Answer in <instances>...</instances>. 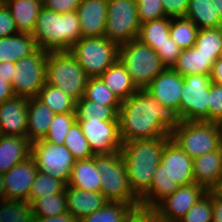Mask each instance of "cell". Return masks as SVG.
Here are the masks:
<instances>
[{
  "label": "cell",
  "mask_w": 222,
  "mask_h": 222,
  "mask_svg": "<svg viewBox=\"0 0 222 222\" xmlns=\"http://www.w3.org/2000/svg\"><path fill=\"white\" fill-rule=\"evenodd\" d=\"M95 167L101 173L100 192L108 201L132 204L140 208V199L130 188L120 152L95 156Z\"/></svg>",
  "instance_id": "cell-7"
},
{
  "label": "cell",
  "mask_w": 222,
  "mask_h": 222,
  "mask_svg": "<svg viewBox=\"0 0 222 222\" xmlns=\"http://www.w3.org/2000/svg\"><path fill=\"white\" fill-rule=\"evenodd\" d=\"M31 157L38 170L66 184L76 160L66 146L40 140L31 143Z\"/></svg>",
  "instance_id": "cell-12"
},
{
  "label": "cell",
  "mask_w": 222,
  "mask_h": 222,
  "mask_svg": "<svg viewBox=\"0 0 222 222\" xmlns=\"http://www.w3.org/2000/svg\"><path fill=\"white\" fill-rule=\"evenodd\" d=\"M184 76L172 68H165L145 89L162 106H170L178 111Z\"/></svg>",
  "instance_id": "cell-17"
},
{
  "label": "cell",
  "mask_w": 222,
  "mask_h": 222,
  "mask_svg": "<svg viewBox=\"0 0 222 222\" xmlns=\"http://www.w3.org/2000/svg\"><path fill=\"white\" fill-rule=\"evenodd\" d=\"M211 190L196 202L179 222H212Z\"/></svg>",
  "instance_id": "cell-43"
},
{
  "label": "cell",
  "mask_w": 222,
  "mask_h": 222,
  "mask_svg": "<svg viewBox=\"0 0 222 222\" xmlns=\"http://www.w3.org/2000/svg\"><path fill=\"white\" fill-rule=\"evenodd\" d=\"M170 138L138 139L122 143L120 154L129 185L138 198L150 188L154 173L160 165L164 146Z\"/></svg>",
  "instance_id": "cell-2"
},
{
  "label": "cell",
  "mask_w": 222,
  "mask_h": 222,
  "mask_svg": "<svg viewBox=\"0 0 222 222\" xmlns=\"http://www.w3.org/2000/svg\"><path fill=\"white\" fill-rule=\"evenodd\" d=\"M135 209L132 204L108 201L102 208L78 222H125Z\"/></svg>",
  "instance_id": "cell-33"
},
{
  "label": "cell",
  "mask_w": 222,
  "mask_h": 222,
  "mask_svg": "<svg viewBox=\"0 0 222 222\" xmlns=\"http://www.w3.org/2000/svg\"><path fill=\"white\" fill-rule=\"evenodd\" d=\"M218 58L214 54L200 52L195 46L181 51L173 70L185 75H210L212 66Z\"/></svg>",
  "instance_id": "cell-24"
},
{
  "label": "cell",
  "mask_w": 222,
  "mask_h": 222,
  "mask_svg": "<svg viewBox=\"0 0 222 222\" xmlns=\"http://www.w3.org/2000/svg\"><path fill=\"white\" fill-rule=\"evenodd\" d=\"M207 192L203 186L196 183L183 185L160 201L152 210L160 220L179 222L188 210L204 197Z\"/></svg>",
  "instance_id": "cell-14"
},
{
  "label": "cell",
  "mask_w": 222,
  "mask_h": 222,
  "mask_svg": "<svg viewBox=\"0 0 222 222\" xmlns=\"http://www.w3.org/2000/svg\"><path fill=\"white\" fill-rule=\"evenodd\" d=\"M125 222H144V209H135Z\"/></svg>",
  "instance_id": "cell-55"
},
{
  "label": "cell",
  "mask_w": 222,
  "mask_h": 222,
  "mask_svg": "<svg viewBox=\"0 0 222 222\" xmlns=\"http://www.w3.org/2000/svg\"><path fill=\"white\" fill-rule=\"evenodd\" d=\"M74 113L76 120L119 121L118 111L114 107L97 104L83 96L76 101Z\"/></svg>",
  "instance_id": "cell-34"
},
{
  "label": "cell",
  "mask_w": 222,
  "mask_h": 222,
  "mask_svg": "<svg viewBox=\"0 0 222 222\" xmlns=\"http://www.w3.org/2000/svg\"><path fill=\"white\" fill-rule=\"evenodd\" d=\"M165 16L169 18L185 17L190 0H161Z\"/></svg>",
  "instance_id": "cell-48"
},
{
  "label": "cell",
  "mask_w": 222,
  "mask_h": 222,
  "mask_svg": "<svg viewBox=\"0 0 222 222\" xmlns=\"http://www.w3.org/2000/svg\"><path fill=\"white\" fill-rule=\"evenodd\" d=\"M118 120L122 143L171 137V132L182 123L176 109L162 106L146 90H138L122 101Z\"/></svg>",
  "instance_id": "cell-1"
},
{
  "label": "cell",
  "mask_w": 222,
  "mask_h": 222,
  "mask_svg": "<svg viewBox=\"0 0 222 222\" xmlns=\"http://www.w3.org/2000/svg\"><path fill=\"white\" fill-rule=\"evenodd\" d=\"M31 35L42 50L69 51L82 38L77 11L59 14L42 7Z\"/></svg>",
  "instance_id": "cell-3"
},
{
  "label": "cell",
  "mask_w": 222,
  "mask_h": 222,
  "mask_svg": "<svg viewBox=\"0 0 222 222\" xmlns=\"http://www.w3.org/2000/svg\"><path fill=\"white\" fill-rule=\"evenodd\" d=\"M199 28L186 17L170 18L169 34L182 50L194 46Z\"/></svg>",
  "instance_id": "cell-35"
},
{
  "label": "cell",
  "mask_w": 222,
  "mask_h": 222,
  "mask_svg": "<svg viewBox=\"0 0 222 222\" xmlns=\"http://www.w3.org/2000/svg\"><path fill=\"white\" fill-rule=\"evenodd\" d=\"M31 203L4 199L0 201V222H34Z\"/></svg>",
  "instance_id": "cell-37"
},
{
  "label": "cell",
  "mask_w": 222,
  "mask_h": 222,
  "mask_svg": "<svg viewBox=\"0 0 222 222\" xmlns=\"http://www.w3.org/2000/svg\"><path fill=\"white\" fill-rule=\"evenodd\" d=\"M99 77L121 102L138 91L119 59Z\"/></svg>",
  "instance_id": "cell-29"
},
{
  "label": "cell",
  "mask_w": 222,
  "mask_h": 222,
  "mask_svg": "<svg viewBox=\"0 0 222 222\" xmlns=\"http://www.w3.org/2000/svg\"><path fill=\"white\" fill-rule=\"evenodd\" d=\"M6 199L4 187V173L0 172V201Z\"/></svg>",
  "instance_id": "cell-57"
},
{
  "label": "cell",
  "mask_w": 222,
  "mask_h": 222,
  "mask_svg": "<svg viewBox=\"0 0 222 222\" xmlns=\"http://www.w3.org/2000/svg\"><path fill=\"white\" fill-rule=\"evenodd\" d=\"M34 222H78L70 213L53 217H35Z\"/></svg>",
  "instance_id": "cell-52"
},
{
  "label": "cell",
  "mask_w": 222,
  "mask_h": 222,
  "mask_svg": "<svg viewBox=\"0 0 222 222\" xmlns=\"http://www.w3.org/2000/svg\"><path fill=\"white\" fill-rule=\"evenodd\" d=\"M170 136L192 159L222 146V126L215 122L182 121Z\"/></svg>",
  "instance_id": "cell-6"
},
{
  "label": "cell",
  "mask_w": 222,
  "mask_h": 222,
  "mask_svg": "<svg viewBox=\"0 0 222 222\" xmlns=\"http://www.w3.org/2000/svg\"><path fill=\"white\" fill-rule=\"evenodd\" d=\"M14 96L11 84L7 82L5 78L0 76V104Z\"/></svg>",
  "instance_id": "cell-51"
},
{
  "label": "cell",
  "mask_w": 222,
  "mask_h": 222,
  "mask_svg": "<svg viewBox=\"0 0 222 222\" xmlns=\"http://www.w3.org/2000/svg\"><path fill=\"white\" fill-rule=\"evenodd\" d=\"M185 17L199 29L222 27V21L212 0H190Z\"/></svg>",
  "instance_id": "cell-30"
},
{
  "label": "cell",
  "mask_w": 222,
  "mask_h": 222,
  "mask_svg": "<svg viewBox=\"0 0 222 222\" xmlns=\"http://www.w3.org/2000/svg\"><path fill=\"white\" fill-rule=\"evenodd\" d=\"M141 23L136 0H108L104 36L121 45L138 38Z\"/></svg>",
  "instance_id": "cell-9"
},
{
  "label": "cell",
  "mask_w": 222,
  "mask_h": 222,
  "mask_svg": "<svg viewBox=\"0 0 222 222\" xmlns=\"http://www.w3.org/2000/svg\"><path fill=\"white\" fill-rule=\"evenodd\" d=\"M48 52L38 48L33 54L15 63L11 87L15 96L32 98L46 83Z\"/></svg>",
  "instance_id": "cell-11"
},
{
  "label": "cell",
  "mask_w": 222,
  "mask_h": 222,
  "mask_svg": "<svg viewBox=\"0 0 222 222\" xmlns=\"http://www.w3.org/2000/svg\"><path fill=\"white\" fill-rule=\"evenodd\" d=\"M180 185L169 178L160 164L154 173L150 188L139 198L140 208L153 209L160 201L175 192Z\"/></svg>",
  "instance_id": "cell-28"
},
{
  "label": "cell",
  "mask_w": 222,
  "mask_h": 222,
  "mask_svg": "<svg viewBox=\"0 0 222 222\" xmlns=\"http://www.w3.org/2000/svg\"><path fill=\"white\" fill-rule=\"evenodd\" d=\"M69 51L89 78L99 77L119 58V45L105 36L82 37Z\"/></svg>",
  "instance_id": "cell-8"
},
{
  "label": "cell",
  "mask_w": 222,
  "mask_h": 222,
  "mask_svg": "<svg viewBox=\"0 0 222 222\" xmlns=\"http://www.w3.org/2000/svg\"><path fill=\"white\" fill-rule=\"evenodd\" d=\"M210 78L213 83L222 86V58L219 57L212 66Z\"/></svg>",
  "instance_id": "cell-53"
},
{
  "label": "cell",
  "mask_w": 222,
  "mask_h": 222,
  "mask_svg": "<svg viewBox=\"0 0 222 222\" xmlns=\"http://www.w3.org/2000/svg\"><path fill=\"white\" fill-rule=\"evenodd\" d=\"M64 145L76 161L94 157L89 142L85 138L78 121H75L70 127Z\"/></svg>",
  "instance_id": "cell-40"
},
{
  "label": "cell",
  "mask_w": 222,
  "mask_h": 222,
  "mask_svg": "<svg viewBox=\"0 0 222 222\" xmlns=\"http://www.w3.org/2000/svg\"><path fill=\"white\" fill-rule=\"evenodd\" d=\"M17 33L18 30L9 9L0 0V37H8Z\"/></svg>",
  "instance_id": "cell-47"
},
{
  "label": "cell",
  "mask_w": 222,
  "mask_h": 222,
  "mask_svg": "<svg viewBox=\"0 0 222 222\" xmlns=\"http://www.w3.org/2000/svg\"><path fill=\"white\" fill-rule=\"evenodd\" d=\"M193 174L196 184L207 191L222 188V146L213 152L193 159Z\"/></svg>",
  "instance_id": "cell-19"
},
{
  "label": "cell",
  "mask_w": 222,
  "mask_h": 222,
  "mask_svg": "<svg viewBox=\"0 0 222 222\" xmlns=\"http://www.w3.org/2000/svg\"><path fill=\"white\" fill-rule=\"evenodd\" d=\"M118 59L138 90H145L165 69L156 51L138 39L119 45Z\"/></svg>",
  "instance_id": "cell-5"
},
{
  "label": "cell",
  "mask_w": 222,
  "mask_h": 222,
  "mask_svg": "<svg viewBox=\"0 0 222 222\" xmlns=\"http://www.w3.org/2000/svg\"><path fill=\"white\" fill-rule=\"evenodd\" d=\"M15 21L18 32L32 34L43 7L42 0H2Z\"/></svg>",
  "instance_id": "cell-26"
},
{
  "label": "cell",
  "mask_w": 222,
  "mask_h": 222,
  "mask_svg": "<svg viewBox=\"0 0 222 222\" xmlns=\"http://www.w3.org/2000/svg\"><path fill=\"white\" fill-rule=\"evenodd\" d=\"M46 83L79 100L85 92L88 76L70 51L48 52Z\"/></svg>",
  "instance_id": "cell-4"
},
{
  "label": "cell",
  "mask_w": 222,
  "mask_h": 222,
  "mask_svg": "<svg viewBox=\"0 0 222 222\" xmlns=\"http://www.w3.org/2000/svg\"><path fill=\"white\" fill-rule=\"evenodd\" d=\"M108 0H81L77 8L82 37L104 36Z\"/></svg>",
  "instance_id": "cell-20"
},
{
  "label": "cell",
  "mask_w": 222,
  "mask_h": 222,
  "mask_svg": "<svg viewBox=\"0 0 222 222\" xmlns=\"http://www.w3.org/2000/svg\"><path fill=\"white\" fill-rule=\"evenodd\" d=\"M65 198L67 212L77 221L81 220L83 217L91 215L108 202L100 191H84L69 186H66Z\"/></svg>",
  "instance_id": "cell-21"
},
{
  "label": "cell",
  "mask_w": 222,
  "mask_h": 222,
  "mask_svg": "<svg viewBox=\"0 0 222 222\" xmlns=\"http://www.w3.org/2000/svg\"><path fill=\"white\" fill-rule=\"evenodd\" d=\"M101 173L95 167V156L85 160H77L72 167L67 186L84 191L99 192L101 190Z\"/></svg>",
  "instance_id": "cell-27"
},
{
  "label": "cell",
  "mask_w": 222,
  "mask_h": 222,
  "mask_svg": "<svg viewBox=\"0 0 222 222\" xmlns=\"http://www.w3.org/2000/svg\"><path fill=\"white\" fill-rule=\"evenodd\" d=\"M160 164L164 173L180 186L195 183L193 159L189 157L171 138L166 142Z\"/></svg>",
  "instance_id": "cell-15"
},
{
  "label": "cell",
  "mask_w": 222,
  "mask_h": 222,
  "mask_svg": "<svg viewBox=\"0 0 222 222\" xmlns=\"http://www.w3.org/2000/svg\"><path fill=\"white\" fill-rule=\"evenodd\" d=\"M14 68H16V65L13 62H0V76L10 84L14 75Z\"/></svg>",
  "instance_id": "cell-54"
},
{
  "label": "cell",
  "mask_w": 222,
  "mask_h": 222,
  "mask_svg": "<svg viewBox=\"0 0 222 222\" xmlns=\"http://www.w3.org/2000/svg\"><path fill=\"white\" fill-rule=\"evenodd\" d=\"M213 4L216 6V10L218 11V15L222 21V0H212Z\"/></svg>",
  "instance_id": "cell-58"
},
{
  "label": "cell",
  "mask_w": 222,
  "mask_h": 222,
  "mask_svg": "<svg viewBox=\"0 0 222 222\" xmlns=\"http://www.w3.org/2000/svg\"><path fill=\"white\" fill-rule=\"evenodd\" d=\"M170 18L163 17L157 20H151L141 23L138 40L147 46L156 50L170 36Z\"/></svg>",
  "instance_id": "cell-32"
},
{
  "label": "cell",
  "mask_w": 222,
  "mask_h": 222,
  "mask_svg": "<svg viewBox=\"0 0 222 222\" xmlns=\"http://www.w3.org/2000/svg\"><path fill=\"white\" fill-rule=\"evenodd\" d=\"M83 97L100 105L112 106L117 111L122 103L100 77L88 78Z\"/></svg>",
  "instance_id": "cell-36"
},
{
  "label": "cell",
  "mask_w": 222,
  "mask_h": 222,
  "mask_svg": "<svg viewBox=\"0 0 222 222\" xmlns=\"http://www.w3.org/2000/svg\"><path fill=\"white\" fill-rule=\"evenodd\" d=\"M37 172L34 159L29 157L4 173L6 199L29 203V193Z\"/></svg>",
  "instance_id": "cell-16"
},
{
  "label": "cell",
  "mask_w": 222,
  "mask_h": 222,
  "mask_svg": "<svg viewBox=\"0 0 222 222\" xmlns=\"http://www.w3.org/2000/svg\"><path fill=\"white\" fill-rule=\"evenodd\" d=\"M209 122L222 123V86L213 82L209 93Z\"/></svg>",
  "instance_id": "cell-45"
},
{
  "label": "cell",
  "mask_w": 222,
  "mask_h": 222,
  "mask_svg": "<svg viewBox=\"0 0 222 222\" xmlns=\"http://www.w3.org/2000/svg\"><path fill=\"white\" fill-rule=\"evenodd\" d=\"M194 46L205 54L222 55V27L199 29Z\"/></svg>",
  "instance_id": "cell-41"
},
{
  "label": "cell",
  "mask_w": 222,
  "mask_h": 222,
  "mask_svg": "<svg viewBox=\"0 0 222 222\" xmlns=\"http://www.w3.org/2000/svg\"><path fill=\"white\" fill-rule=\"evenodd\" d=\"M35 217H53L67 213L65 193L37 198L32 203Z\"/></svg>",
  "instance_id": "cell-39"
},
{
  "label": "cell",
  "mask_w": 222,
  "mask_h": 222,
  "mask_svg": "<svg viewBox=\"0 0 222 222\" xmlns=\"http://www.w3.org/2000/svg\"><path fill=\"white\" fill-rule=\"evenodd\" d=\"M54 114L74 113L76 100L61 89L45 83L36 96Z\"/></svg>",
  "instance_id": "cell-31"
},
{
  "label": "cell",
  "mask_w": 222,
  "mask_h": 222,
  "mask_svg": "<svg viewBox=\"0 0 222 222\" xmlns=\"http://www.w3.org/2000/svg\"><path fill=\"white\" fill-rule=\"evenodd\" d=\"M76 121L79 122L94 156L120 152L122 141L119 133V121L98 119Z\"/></svg>",
  "instance_id": "cell-13"
},
{
  "label": "cell",
  "mask_w": 222,
  "mask_h": 222,
  "mask_svg": "<svg viewBox=\"0 0 222 222\" xmlns=\"http://www.w3.org/2000/svg\"><path fill=\"white\" fill-rule=\"evenodd\" d=\"M210 75H185L178 114L182 121L209 122Z\"/></svg>",
  "instance_id": "cell-10"
},
{
  "label": "cell",
  "mask_w": 222,
  "mask_h": 222,
  "mask_svg": "<svg viewBox=\"0 0 222 222\" xmlns=\"http://www.w3.org/2000/svg\"><path fill=\"white\" fill-rule=\"evenodd\" d=\"M144 222H166L157 218L152 209H144Z\"/></svg>",
  "instance_id": "cell-56"
},
{
  "label": "cell",
  "mask_w": 222,
  "mask_h": 222,
  "mask_svg": "<svg viewBox=\"0 0 222 222\" xmlns=\"http://www.w3.org/2000/svg\"><path fill=\"white\" fill-rule=\"evenodd\" d=\"M66 186L65 182L38 170L29 193V203L45 195L65 193Z\"/></svg>",
  "instance_id": "cell-38"
},
{
  "label": "cell",
  "mask_w": 222,
  "mask_h": 222,
  "mask_svg": "<svg viewBox=\"0 0 222 222\" xmlns=\"http://www.w3.org/2000/svg\"><path fill=\"white\" fill-rule=\"evenodd\" d=\"M28 98L14 96L0 104V132L4 136H27Z\"/></svg>",
  "instance_id": "cell-18"
},
{
  "label": "cell",
  "mask_w": 222,
  "mask_h": 222,
  "mask_svg": "<svg viewBox=\"0 0 222 222\" xmlns=\"http://www.w3.org/2000/svg\"><path fill=\"white\" fill-rule=\"evenodd\" d=\"M31 157V142L27 137L0 136V172L6 173L16 164Z\"/></svg>",
  "instance_id": "cell-23"
},
{
  "label": "cell",
  "mask_w": 222,
  "mask_h": 222,
  "mask_svg": "<svg viewBox=\"0 0 222 222\" xmlns=\"http://www.w3.org/2000/svg\"><path fill=\"white\" fill-rule=\"evenodd\" d=\"M136 3L140 23L166 17L161 0H136Z\"/></svg>",
  "instance_id": "cell-44"
},
{
  "label": "cell",
  "mask_w": 222,
  "mask_h": 222,
  "mask_svg": "<svg viewBox=\"0 0 222 222\" xmlns=\"http://www.w3.org/2000/svg\"><path fill=\"white\" fill-rule=\"evenodd\" d=\"M165 68H173L182 49L169 36L167 41L155 50Z\"/></svg>",
  "instance_id": "cell-46"
},
{
  "label": "cell",
  "mask_w": 222,
  "mask_h": 222,
  "mask_svg": "<svg viewBox=\"0 0 222 222\" xmlns=\"http://www.w3.org/2000/svg\"><path fill=\"white\" fill-rule=\"evenodd\" d=\"M75 121V113L55 114L44 140L49 143L63 145L66 135Z\"/></svg>",
  "instance_id": "cell-42"
},
{
  "label": "cell",
  "mask_w": 222,
  "mask_h": 222,
  "mask_svg": "<svg viewBox=\"0 0 222 222\" xmlns=\"http://www.w3.org/2000/svg\"><path fill=\"white\" fill-rule=\"evenodd\" d=\"M81 0H42L43 7L59 14L77 11Z\"/></svg>",
  "instance_id": "cell-49"
},
{
  "label": "cell",
  "mask_w": 222,
  "mask_h": 222,
  "mask_svg": "<svg viewBox=\"0 0 222 222\" xmlns=\"http://www.w3.org/2000/svg\"><path fill=\"white\" fill-rule=\"evenodd\" d=\"M211 201L213 220L212 222H222V191L211 190Z\"/></svg>",
  "instance_id": "cell-50"
},
{
  "label": "cell",
  "mask_w": 222,
  "mask_h": 222,
  "mask_svg": "<svg viewBox=\"0 0 222 222\" xmlns=\"http://www.w3.org/2000/svg\"><path fill=\"white\" fill-rule=\"evenodd\" d=\"M37 49L35 39L30 33L18 32L8 37H0V62L16 63Z\"/></svg>",
  "instance_id": "cell-25"
},
{
  "label": "cell",
  "mask_w": 222,
  "mask_h": 222,
  "mask_svg": "<svg viewBox=\"0 0 222 222\" xmlns=\"http://www.w3.org/2000/svg\"><path fill=\"white\" fill-rule=\"evenodd\" d=\"M54 115L37 97L28 98L26 137L31 143L45 139Z\"/></svg>",
  "instance_id": "cell-22"
}]
</instances>
